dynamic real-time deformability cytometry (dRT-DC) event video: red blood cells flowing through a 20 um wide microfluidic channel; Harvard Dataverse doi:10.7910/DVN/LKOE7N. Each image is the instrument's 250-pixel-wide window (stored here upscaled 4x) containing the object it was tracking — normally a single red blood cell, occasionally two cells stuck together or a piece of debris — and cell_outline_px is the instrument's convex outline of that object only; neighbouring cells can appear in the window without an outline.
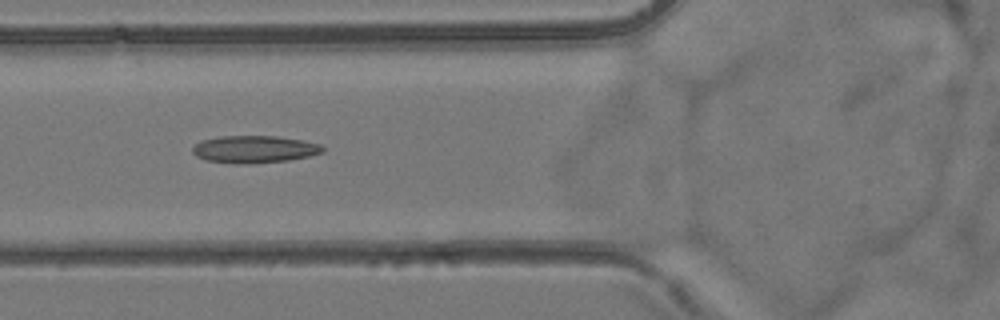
{"species": "common noctule bat (a hibernating species)", "species_latin": "Nyctalus noctula", "temperature_condition": "room temperature", "stored_images_in_passage": 7, "camera_frame_rate_fps": 3000, "um_per_image_px": 0.085, "animal": {"sex": "female", "body_mass_g": 24.6, "forearm_length_mm": 56.2}, "frame": {"image": 1, "passage_image": 6, "time_ms": 6.0, "image_size_px": [1000, 320], "cell_outline_px": [[324, 152], [308, 156], [288, 160], [248, 164], [232, 164], [208, 160], [196, 156], [192, 152], [192, 148], [200, 140], [220, 136], [276, 136], [300, 140], [320, 144], [324, 148]], "centroid_in_image_um": [21.59, 12.69], "position_along_channel_um": 104.2, "area_um2": 20.69}}
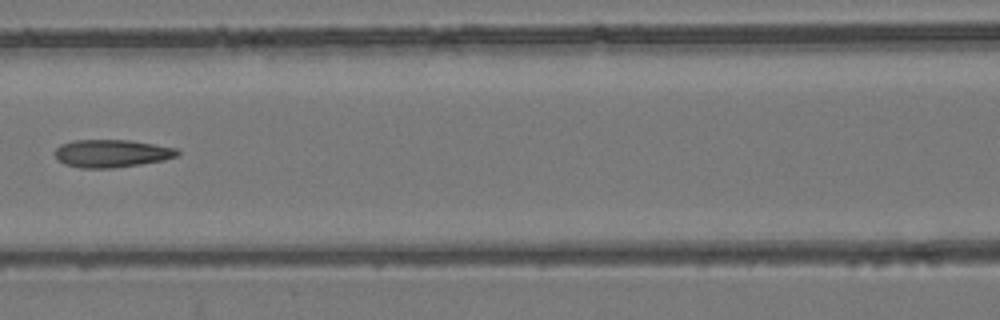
{"frame": {"image": 2, "passage_image": 7, "time_ms": 7.333, "image_size_px": [1000, 320], "cell_outline_px": [[180, 152], [176, 156], [164, 160], [140, 164], [112, 168], [80, 168], [64, 164], [56, 160], [56, 148], [60, 144], [72, 140], [128, 140], [176, 148]], "centroid_in_image_um": [9.45, 13.04], "position_along_channel_um": 157.2, "area_um2": 19.77}}